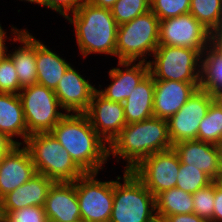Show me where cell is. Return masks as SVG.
Listing matches in <instances>:
<instances>
[{"label": "cell", "instance_id": "obj_1", "mask_svg": "<svg viewBox=\"0 0 222 222\" xmlns=\"http://www.w3.org/2000/svg\"><path fill=\"white\" fill-rule=\"evenodd\" d=\"M50 133L84 173H98L109 157V145L97 134L85 113H67Z\"/></svg>", "mask_w": 222, "mask_h": 222}, {"label": "cell", "instance_id": "obj_2", "mask_svg": "<svg viewBox=\"0 0 222 222\" xmlns=\"http://www.w3.org/2000/svg\"><path fill=\"white\" fill-rule=\"evenodd\" d=\"M173 148L168 121L151 117L127 124L109 144V157L127 161L125 170H132L144 158Z\"/></svg>", "mask_w": 222, "mask_h": 222}, {"label": "cell", "instance_id": "obj_3", "mask_svg": "<svg viewBox=\"0 0 222 222\" xmlns=\"http://www.w3.org/2000/svg\"><path fill=\"white\" fill-rule=\"evenodd\" d=\"M65 19L73 24L78 49L84 57L88 54H109L115 56L118 25L110 9L82 3Z\"/></svg>", "mask_w": 222, "mask_h": 222}, {"label": "cell", "instance_id": "obj_4", "mask_svg": "<svg viewBox=\"0 0 222 222\" xmlns=\"http://www.w3.org/2000/svg\"><path fill=\"white\" fill-rule=\"evenodd\" d=\"M25 144L38 174L54 182H74L85 174L50 132L31 134Z\"/></svg>", "mask_w": 222, "mask_h": 222}, {"label": "cell", "instance_id": "obj_5", "mask_svg": "<svg viewBox=\"0 0 222 222\" xmlns=\"http://www.w3.org/2000/svg\"><path fill=\"white\" fill-rule=\"evenodd\" d=\"M124 183L113 181V207L109 222H153L155 196L132 172L125 170Z\"/></svg>", "mask_w": 222, "mask_h": 222}, {"label": "cell", "instance_id": "obj_6", "mask_svg": "<svg viewBox=\"0 0 222 222\" xmlns=\"http://www.w3.org/2000/svg\"><path fill=\"white\" fill-rule=\"evenodd\" d=\"M159 46V18L147 11L117 28L115 56L118 61H147ZM151 53V54H150Z\"/></svg>", "mask_w": 222, "mask_h": 222}, {"label": "cell", "instance_id": "obj_7", "mask_svg": "<svg viewBox=\"0 0 222 222\" xmlns=\"http://www.w3.org/2000/svg\"><path fill=\"white\" fill-rule=\"evenodd\" d=\"M153 56L147 62L154 79L200 83L202 58L197 50L159 45Z\"/></svg>", "mask_w": 222, "mask_h": 222}, {"label": "cell", "instance_id": "obj_8", "mask_svg": "<svg viewBox=\"0 0 222 222\" xmlns=\"http://www.w3.org/2000/svg\"><path fill=\"white\" fill-rule=\"evenodd\" d=\"M28 133H46L66 115L54 90L40 84L22 88L19 92Z\"/></svg>", "mask_w": 222, "mask_h": 222}, {"label": "cell", "instance_id": "obj_9", "mask_svg": "<svg viewBox=\"0 0 222 222\" xmlns=\"http://www.w3.org/2000/svg\"><path fill=\"white\" fill-rule=\"evenodd\" d=\"M98 173H85L76 180L81 220L109 222L113 207V180L98 181Z\"/></svg>", "mask_w": 222, "mask_h": 222}, {"label": "cell", "instance_id": "obj_10", "mask_svg": "<svg viewBox=\"0 0 222 222\" xmlns=\"http://www.w3.org/2000/svg\"><path fill=\"white\" fill-rule=\"evenodd\" d=\"M159 45L197 50L210 46V30L190 13L159 20Z\"/></svg>", "mask_w": 222, "mask_h": 222}, {"label": "cell", "instance_id": "obj_11", "mask_svg": "<svg viewBox=\"0 0 222 222\" xmlns=\"http://www.w3.org/2000/svg\"><path fill=\"white\" fill-rule=\"evenodd\" d=\"M180 162L177 152L171 148L144 158L132 172L156 196L160 192L176 187Z\"/></svg>", "mask_w": 222, "mask_h": 222}, {"label": "cell", "instance_id": "obj_12", "mask_svg": "<svg viewBox=\"0 0 222 222\" xmlns=\"http://www.w3.org/2000/svg\"><path fill=\"white\" fill-rule=\"evenodd\" d=\"M217 96L198 88L188 101L168 121L173 146L179 142L197 140L200 122Z\"/></svg>", "mask_w": 222, "mask_h": 222}, {"label": "cell", "instance_id": "obj_13", "mask_svg": "<svg viewBox=\"0 0 222 222\" xmlns=\"http://www.w3.org/2000/svg\"><path fill=\"white\" fill-rule=\"evenodd\" d=\"M85 114L91 126L108 145L127 125L123 103L106 99L97 90Z\"/></svg>", "mask_w": 222, "mask_h": 222}, {"label": "cell", "instance_id": "obj_14", "mask_svg": "<svg viewBox=\"0 0 222 222\" xmlns=\"http://www.w3.org/2000/svg\"><path fill=\"white\" fill-rule=\"evenodd\" d=\"M96 90L70 65L54 92L65 113H85Z\"/></svg>", "mask_w": 222, "mask_h": 222}, {"label": "cell", "instance_id": "obj_15", "mask_svg": "<svg viewBox=\"0 0 222 222\" xmlns=\"http://www.w3.org/2000/svg\"><path fill=\"white\" fill-rule=\"evenodd\" d=\"M20 147L17 144L0 159V200L37 174L29 151Z\"/></svg>", "mask_w": 222, "mask_h": 222}, {"label": "cell", "instance_id": "obj_16", "mask_svg": "<svg viewBox=\"0 0 222 222\" xmlns=\"http://www.w3.org/2000/svg\"><path fill=\"white\" fill-rule=\"evenodd\" d=\"M154 117L168 120L200 88V83L154 79Z\"/></svg>", "mask_w": 222, "mask_h": 222}, {"label": "cell", "instance_id": "obj_17", "mask_svg": "<svg viewBox=\"0 0 222 222\" xmlns=\"http://www.w3.org/2000/svg\"><path fill=\"white\" fill-rule=\"evenodd\" d=\"M48 222H77L81 212L76 194V181L54 182L43 206Z\"/></svg>", "mask_w": 222, "mask_h": 222}, {"label": "cell", "instance_id": "obj_18", "mask_svg": "<svg viewBox=\"0 0 222 222\" xmlns=\"http://www.w3.org/2000/svg\"><path fill=\"white\" fill-rule=\"evenodd\" d=\"M54 181L43 174H35L27 182L6 194L0 200L1 217L9 212L28 206L43 207Z\"/></svg>", "mask_w": 222, "mask_h": 222}, {"label": "cell", "instance_id": "obj_19", "mask_svg": "<svg viewBox=\"0 0 222 222\" xmlns=\"http://www.w3.org/2000/svg\"><path fill=\"white\" fill-rule=\"evenodd\" d=\"M118 65L126 67L125 71L116 67L110 69L109 76L113 81L107 88L97 91L106 99L123 103L149 74V66L148 62L140 60L137 64L135 61H118Z\"/></svg>", "mask_w": 222, "mask_h": 222}, {"label": "cell", "instance_id": "obj_20", "mask_svg": "<svg viewBox=\"0 0 222 222\" xmlns=\"http://www.w3.org/2000/svg\"><path fill=\"white\" fill-rule=\"evenodd\" d=\"M181 163L195 166L213 181L221 180L217 145L200 140H189L175 144Z\"/></svg>", "mask_w": 222, "mask_h": 222}, {"label": "cell", "instance_id": "obj_21", "mask_svg": "<svg viewBox=\"0 0 222 222\" xmlns=\"http://www.w3.org/2000/svg\"><path fill=\"white\" fill-rule=\"evenodd\" d=\"M14 42L22 45L12 53H6L13 61L21 88L37 83L36 38L28 30L12 27Z\"/></svg>", "mask_w": 222, "mask_h": 222}, {"label": "cell", "instance_id": "obj_22", "mask_svg": "<svg viewBox=\"0 0 222 222\" xmlns=\"http://www.w3.org/2000/svg\"><path fill=\"white\" fill-rule=\"evenodd\" d=\"M154 78L148 74L123 102L126 123L140 122L154 116Z\"/></svg>", "mask_w": 222, "mask_h": 222}, {"label": "cell", "instance_id": "obj_23", "mask_svg": "<svg viewBox=\"0 0 222 222\" xmlns=\"http://www.w3.org/2000/svg\"><path fill=\"white\" fill-rule=\"evenodd\" d=\"M0 132L7 135L11 140L14 136L22 137L23 143L30 135L18 94L0 93Z\"/></svg>", "mask_w": 222, "mask_h": 222}, {"label": "cell", "instance_id": "obj_24", "mask_svg": "<svg viewBox=\"0 0 222 222\" xmlns=\"http://www.w3.org/2000/svg\"><path fill=\"white\" fill-rule=\"evenodd\" d=\"M71 64L36 39L37 84L55 90Z\"/></svg>", "mask_w": 222, "mask_h": 222}, {"label": "cell", "instance_id": "obj_25", "mask_svg": "<svg viewBox=\"0 0 222 222\" xmlns=\"http://www.w3.org/2000/svg\"><path fill=\"white\" fill-rule=\"evenodd\" d=\"M157 218L169 215L190 214L194 212L192 194L179 188H171L155 196Z\"/></svg>", "mask_w": 222, "mask_h": 222}, {"label": "cell", "instance_id": "obj_26", "mask_svg": "<svg viewBox=\"0 0 222 222\" xmlns=\"http://www.w3.org/2000/svg\"><path fill=\"white\" fill-rule=\"evenodd\" d=\"M201 58L200 88L222 97V53L209 46Z\"/></svg>", "mask_w": 222, "mask_h": 222}, {"label": "cell", "instance_id": "obj_27", "mask_svg": "<svg viewBox=\"0 0 222 222\" xmlns=\"http://www.w3.org/2000/svg\"><path fill=\"white\" fill-rule=\"evenodd\" d=\"M197 140L219 145L222 143V97H217L199 125Z\"/></svg>", "mask_w": 222, "mask_h": 222}, {"label": "cell", "instance_id": "obj_28", "mask_svg": "<svg viewBox=\"0 0 222 222\" xmlns=\"http://www.w3.org/2000/svg\"><path fill=\"white\" fill-rule=\"evenodd\" d=\"M189 13L211 31L222 19V0H191Z\"/></svg>", "mask_w": 222, "mask_h": 222}, {"label": "cell", "instance_id": "obj_29", "mask_svg": "<svg viewBox=\"0 0 222 222\" xmlns=\"http://www.w3.org/2000/svg\"><path fill=\"white\" fill-rule=\"evenodd\" d=\"M213 180L203 171L195 166L180 162L179 173L177 176L176 188L194 194L199 189L207 186Z\"/></svg>", "mask_w": 222, "mask_h": 222}, {"label": "cell", "instance_id": "obj_30", "mask_svg": "<svg viewBox=\"0 0 222 222\" xmlns=\"http://www.w3.org/2000/svg\"><path fill=\"white\" fill-rule=\"evenodd\" d=\"M110 10L119 26L149 11L150 0H117Z\"/></svg>", "mask_w": 222, "mask_h": 222}, {"label": "cell", "instance_id": "obj_31", "mask_svg": "<svg viewBox=\"0 0 222 222\" xmlns=\"http://www.w3.org/2000/svg\"><path fill=\"white\" fill-rule=\"evenodd\" d=\"M194 213L199 217L213 222L215 181L192 194Z\"/></svg>", "mask_w": 222, "mask_h": 222}, {"label": "cell", "instance_id": "obj_32", "mask_svg": "<svg viewBox=\"0 0 222 222\" xmlns=\"http://www.w3.org/2000/svg\"><path fill=\"white\" fill-rule=\"evenodd\" d=\"M190 4L191 0H150V10L164 20L189 13Z\"/></svg>", "mask_w": 222, "mask_h": 222}, {"label": "cell", "instance_id": "obj_33", "mask_svg": "<svg viewBox=\"0 0 222 222\" xmlns=\"http://www.w3.org/2000/svg\"><path fill=\"white\" fill-rule=\"evenodd\" d=\"M21 89L14 63L5 54L0 58V93L19 94Z\"/></svg>", "mask_w": 222, "mask_h": 222}, {"label": "cell", "instance_id": "obj_34", "mask_svg": "<svg viewBox=\"0 0 222 222\" xmlns=\"http://www.w3.org/2000/svg\"><path fill=\"white\" fill-rule=\"evenodd\" d=\"M7 222H48L44 208L28 206L9 212L4 217Z\"/></svg>", "mask_w": 222, "mask_h": 222}, {"label": "cell", "instance_id": "obj_35", "mask_svg": "<svg viewBox=\"0 0 222 222\" xmlns=\"http://www.w3.org/2000/svg\"><path fill=\"white\" fill-rule=\"evenodd\" d=\"M86 1L87 0H44V6L66 17L69 13L75 12L78 7Z\"/></svg>", "mask_w": 222, "mask_h": 222}, {"label": "cell", "instance_id": "obj_36", "mask_svg": "<svg viewBox=\"0 0 222 222\" xmlns=\"http://www.w3.org/2000/svg\"><path fill=\"white\" fill-rule=\"evenodd\" d=\"M213 222H222V180L215 181Z\"/></svg>", "mask_w": 222, "mask_h": 222}, {"label": "cell", "instance_id": "obj_37", "mask_svg": "<svg viewBox=\"0 0 222 222\" xmlns=\"http://www.w3.org/2000/svg\"><path fill=\"white\" fill-rule=\"evenodd\" d=\"M210 47L222 53V19L210 31Z\"/></svg>", "mask_w": 222, "mask_h": 222}, {"label": "cell", "instance_id": "obj_38", "mask_svg": "<svg viewBox=\"0 0 222 222\" xmlns=\"http://www.w3.org/2000/svg\"><path fill=\"white\" fill-rule=\"evenodd\" d=\"M164 220L166 222H208L207 220L199 217L194 212L190 214L169 215L165 217Z\"/></svg>", "mask_w": 222, "mask_h": 222}, {"label": "cell", "instance_id": "obj_39", "mask_svg": "<svg viewBox=\"0 0 222 222\" xmlns=\"http://www.w3.org/2000/svg\"><path fill=\"white\" fill-rule=\"evenodd\" d=\"M17 144L22 143L11 140L7 135L0 132V159H2Z\"/></svg>", "mask_w": 222, "mask_h": 222}, {"label": "cell", "instance_id": "obj_40", "mask_svg": "<svg viewBox=\"0 0 222 222\" xmlns=\"http://www.w3.org/2000/svg\"><path fill=\"white\" fill-rule=\"evenodd\" d=\"M87 2L97 7L111 9L117 0H87Z\"/></svg>", "mask_w": 222, "mask_h": 222}, {"label": "cell", "instance_id": "obj_41", "mask_svg": "<svg viewBox=\"0 0 222 222\" xmlns=\"http://www.w3.org/2000/svg\"><path fill=\"white\" fill-rule=\"evenodd\" d=\"M1 27L0 24V58L3 57L7 53V47L5 46L6 33Z\"/></svg>", "mask_w": 222, "mask_h": 222}, {"label": "cell", "instance_id": "obj_42", "mask_svg": "<svg viewBox=\"0 0 222 222\" xmlns=\"http://www.w3.org/2000/svg\"><path fill=\"white\" fill-rule=\"evenodd\" d=\"M217 149H218L219 165H220L221 180H222V143L217 145Z\"/></svg>", "mask_w": 222, "mask_h": 222}, {"label": "cell", "instance_id": "obj_43", "mask_svg": "<svg viewBox=\"0 0 222 222\" xmlns=\"http://www.w3.org/2000/svg\"><path fill=\"white\" fill-rule=\"evenodd\" d=\"M24 1H27V2H30V3H37V4H40V5L44 6V0H24Z\"/></svg>", "mask_w": 222, "mask_h": 222}, {"label": "cell", "instance_id": "obj_44", "mask_svg": "<svg viewBox=\"0 0 222 222\" xmlns=\"http://www.w3.org/2000/svg\"><path fill=\"white\" fill-rule=\"evenodd\" d=\"M153 222H166L164 219L156 218Z\"/></svg>", "mask_w": 222, "mask_h": 222}, {"label": "cell", "instance_id": "obj_45", "mask_svg": "<svg viewBox=\"0 0 222 222\" xmlns=\"http://www.w3.org/2000/svg\"><path fill=\"white\" fill-rule=\"evenodd\" d=\"M0 222H7V220L4 217H0Z\"/></svg>", "mask_w": 222, "mask_h": 222}]
</instances>
